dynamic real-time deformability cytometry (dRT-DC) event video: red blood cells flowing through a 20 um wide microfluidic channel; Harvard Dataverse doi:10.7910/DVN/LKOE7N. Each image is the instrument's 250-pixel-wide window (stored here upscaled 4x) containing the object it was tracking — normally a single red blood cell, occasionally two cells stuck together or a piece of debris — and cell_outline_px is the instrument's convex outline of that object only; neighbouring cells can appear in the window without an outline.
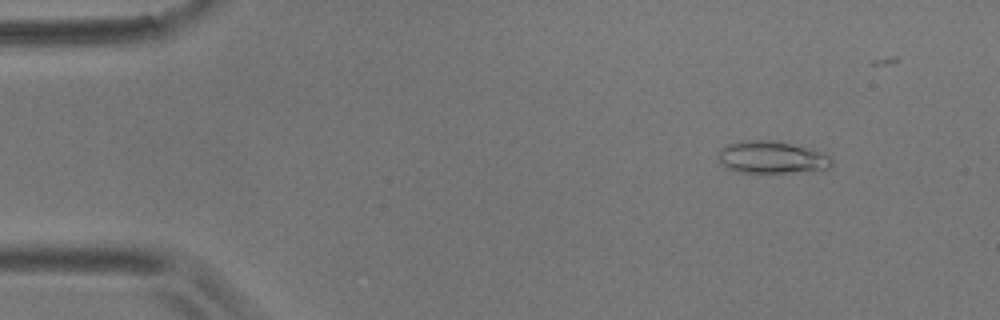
{"species": "common noctule bat (a hibernating species)", "species_latin": "Nyctalus noctula", "temperature_condition": "room temperature", "stored_images_in_passage": 49, "camera_frame_rate_fps": 3000, "um_per_image_px": 0.085, "animal": {"sex": "male", "body_mass_g": 17.9}, "frame": {"image": 1, "passage_image": 6, "time_ms": 1.667, "image_size_px": [1000, 320], "cell_outline_px": [[832, 164], [828, 168], [788, 172], [740, 172], [728, 168], [720, 160], [720, 148], [728, 144], [740, 140], [772, 140], [792, 144], [824, 152], [832, 156]], "centroid_in_image_um": [65.62, 13.35], "position_along_channel_um": 19.4, "area_um2": 21.04}}
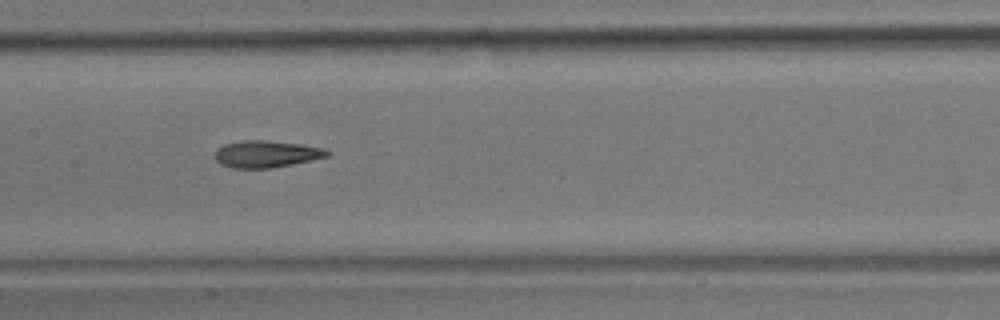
{"frame": {"image": 2, "passage_image": 27, "time_ms": 8.667, "image_size_px": [1000, 320], "cell_outline_px": [[328, 156], [292, 164], [272, 168], [232, 168], [220, 164], [216, 160], [216, 148], [224, 144], [240, 140], [268, 140], [300, 144], [324, 148], [328, 152]], "centroid_in_image_um": [22.59, 13.08], "position_along_channel_um": 184.8, "area_um2": 17.57}}
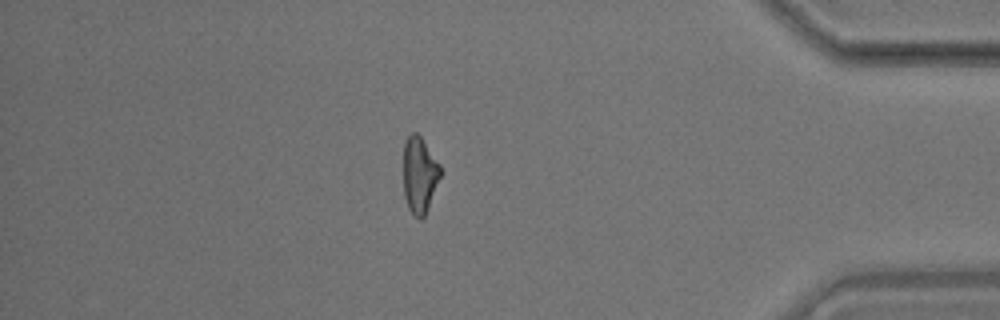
{"frame": {"image": 3, "passage_image": 48, "time_ms": 15.667, "image_size_px": [1000, 320], "cell_outline_px": [[440, 176], [424, 216], [420, 220], [408, 208], [404, 196], [404, 140], [412, 132], [416, 132], [420, 136], [440, 164]], "centroid_in_image_um": [35.64, 14.83], "position_along_channel_um": 399.6, "area_um2": 16.13}}